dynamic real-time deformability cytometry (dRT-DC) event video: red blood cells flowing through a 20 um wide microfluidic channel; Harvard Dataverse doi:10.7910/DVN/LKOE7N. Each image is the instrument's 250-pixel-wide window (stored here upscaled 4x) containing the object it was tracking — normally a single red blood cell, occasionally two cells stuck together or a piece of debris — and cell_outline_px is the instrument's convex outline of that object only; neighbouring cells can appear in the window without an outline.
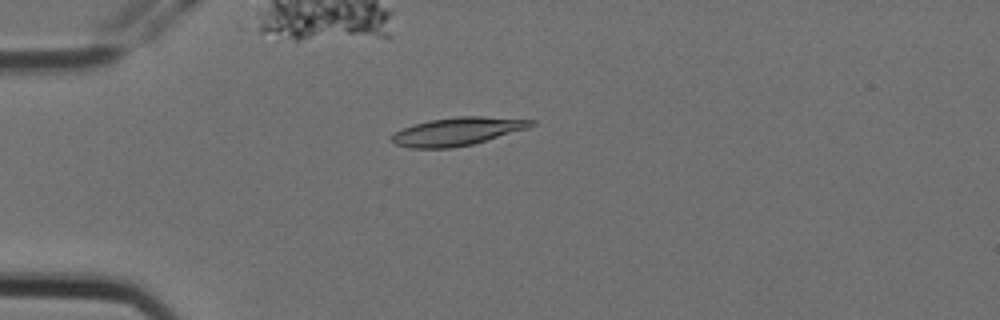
{"species": "Egyptian fruit bat (a non-hibernating species)", "species_latin": "Rousettus aegyptiacus", "temperature_condition": "cold", "stored_images_in_passage": 9, "camera_frame_rate_fps": 3000, "um_per_image_px": 0.085, "animal": {"sex": "female"}, "frame": {"image": 1, "passage_image": 1, "time_ms": 0.0, "image_size_px": [1000, 320], "cell_outline_px": [[536, 124], [528, 128], [472, 144], [452, 148], [408, 148], [396, 144], [392, 140], [392, 132], [428, 120], [456, 116], [484, 116], [536, 120]], "centroid_in_image_um": [38.88, 11.16], "position_along_channel_um": 46.1, "area_um2": 22.77}}